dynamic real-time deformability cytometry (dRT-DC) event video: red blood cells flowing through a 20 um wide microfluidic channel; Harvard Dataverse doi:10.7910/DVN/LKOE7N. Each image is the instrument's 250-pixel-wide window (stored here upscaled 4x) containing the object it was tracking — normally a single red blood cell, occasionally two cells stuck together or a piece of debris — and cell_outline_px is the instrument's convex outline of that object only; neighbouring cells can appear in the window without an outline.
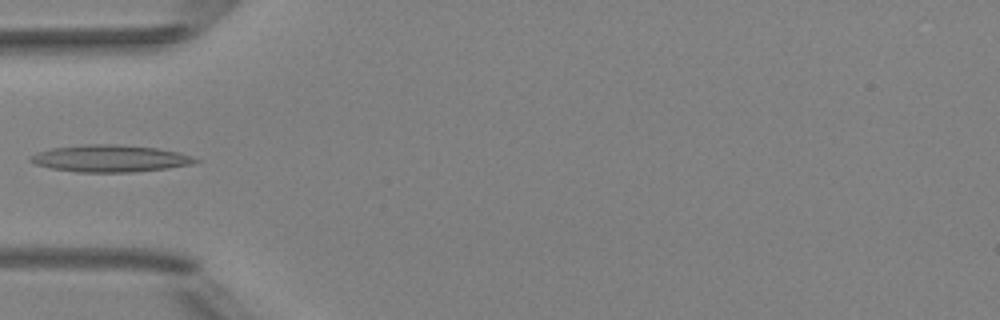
{"species": "Egyptian fruit bat (a non-hibernating species)", "species_latin": "Rousettus aegyptiacus", "temperature_condition": "room temperature", "stored_images_in_passage": 5, "camera_frame_rate_fps": 3000, "um_per_image_px": 0.085, "animal": {"sex": "female"}, "frame": {"image": 1, "passage_image": 4, "time_ms": 3.667, "image_size_px": [1000, 320], "cell_outline_px": [[200, 160], [192, 164], [168, 168], [132, 172], [76, 172], [52, 168], [36, 164], [28, 160], [28, 156], [36, 152], [52, 148], [84, 144], [116, 144], [156, 148], [180, 152]], "centroid_in_image_um": [9.33, 13.46], "position_along_channel_um": 75.7, "area_um2": 25.95}}
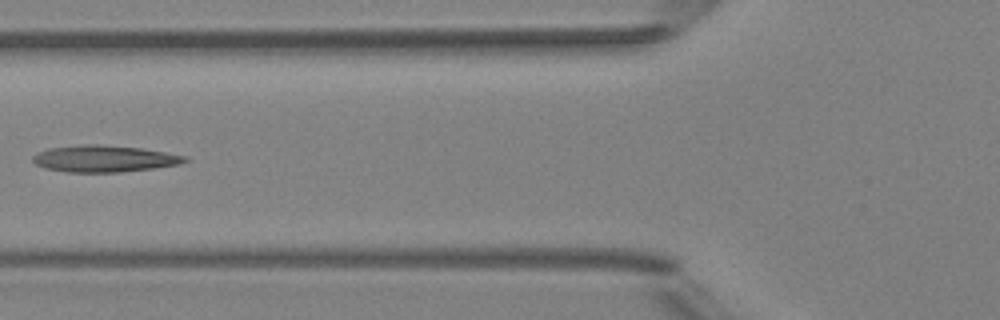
{"frame": {"image": 2, "passage_image": 5, "time_ms": 4.667, "image_size_px": [1000, 320], "cell_outline_px": [[188, 160], [180, 164], [152, 168], [120, 172], [68, 172], [44, 168], [36, 164], [32, 160], [32, 156], [36, 152], [48, 148], [96, 144], [140, 148], [188, 156]], "centroid_in_image_um": [8.84, 13.49], "position_along_channel_um": 117.0, "area_um2": 23.41}}